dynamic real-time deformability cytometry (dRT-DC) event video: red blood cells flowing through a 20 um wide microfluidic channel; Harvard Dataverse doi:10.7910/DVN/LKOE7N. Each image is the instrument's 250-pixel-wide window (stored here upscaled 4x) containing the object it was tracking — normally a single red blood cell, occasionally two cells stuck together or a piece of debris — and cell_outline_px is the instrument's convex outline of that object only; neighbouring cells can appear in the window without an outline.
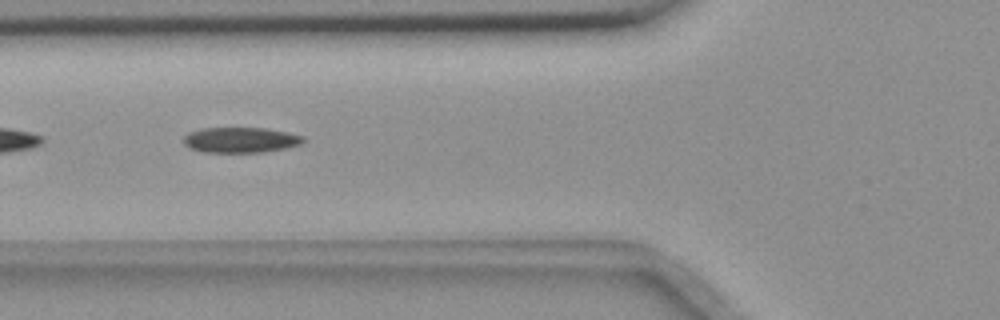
{"species": "common noctule bat (a hibernating species)", "species_latin": "Nyctalus noctula", "temperature_condition": "room temperature", "stored_images_in_passage": 24, "segment_of_instrument_passage": [2, 2], "camera_frame_rate_fps": 3000, "um_per_image_px": 0.085, "animal": {"sex": "female", "body_mass_g": 18.4}, "frame": {"image": 1, "passage_image": 18, "time_ms": 5.667, "image_size_px": [1000, 320], "cell_outline_px": [[304, 140], [300, 144], [284, 148], [264, 152], [204, 152], [192, 148], [184, 144], [184, 136], [188, 132], [200, 128], [264, 128], [288, 132], [304, 136]], "centroid_in_image_um": [20.44, 11.89], "position_along_channel_um": 105.4, "area_um2": 17.63}}
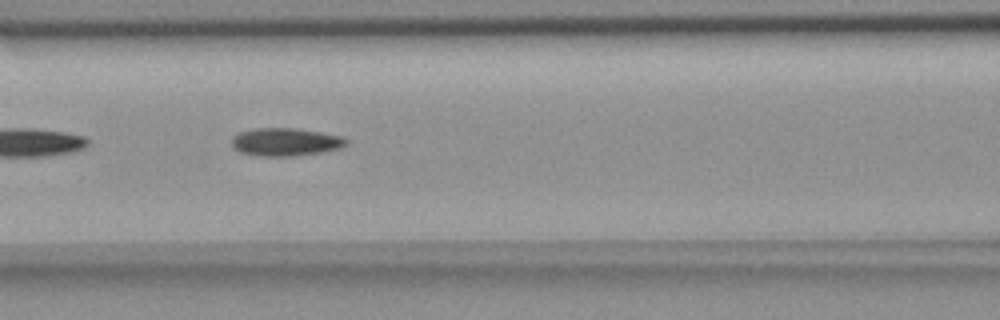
{"frame": {"image": 2, "passage_image": 21, "time_ms": 6.667, "image_size_px": [1000, 320], "cell_outline_px": [[348, 144], [340, 148], [320, 152], [292, 156], [260, 156], [240, 152], [232, 148], [232, 136], [240, 132], [256, 128], [292, 128], [320, 132], [340, 136], [348, 140]], "centroid_in_image_um": [24.24, 12.07], "position_along_channel_um": 142.4, "area_um2": 18.55}}